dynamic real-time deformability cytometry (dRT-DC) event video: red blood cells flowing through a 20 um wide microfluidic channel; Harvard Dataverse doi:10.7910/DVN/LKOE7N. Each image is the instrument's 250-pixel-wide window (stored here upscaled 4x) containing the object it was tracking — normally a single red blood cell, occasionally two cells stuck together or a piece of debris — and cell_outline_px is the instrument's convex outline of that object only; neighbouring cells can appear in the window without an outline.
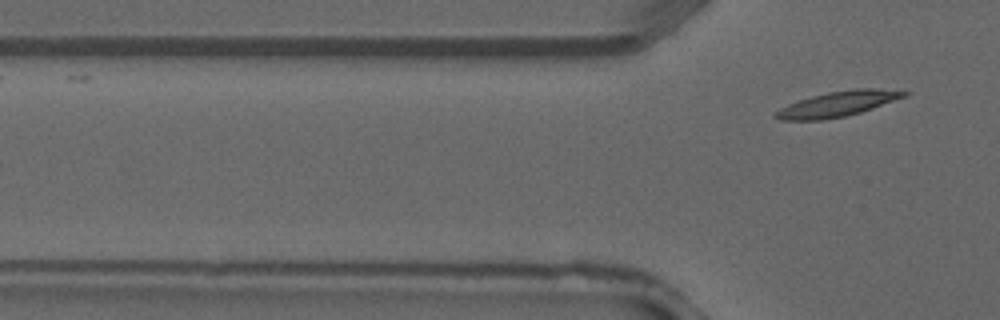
{"species": "common noctule bat (a hibernating species)", "species_latin": "Nyctalus noctula", "temperature_condition": "warm", "stored_images_in_passage": 2, "camera_frame_rate_fps": 3000, "um_per_image_px": 0.085, "animal": {"sex": "male", "forearm_length_mm": 52.5}, "frame": {"image": 1, "passage_image": 2, "time_ms": 0.333, "image_size_px": [1000, 320], "cell_outline_px": [[908, 96], [860, 112], [844, 116], [820, 120], [780, 120], [772, 116], [780, 108], [788, 104], [812, 96], [828, 92], [856, 88], [876, 88], [908, 92]], "centroid_in_image_um": [71.2, 8.83], "position_along_channel_um": 54.6, "area_um2": 18.67}}